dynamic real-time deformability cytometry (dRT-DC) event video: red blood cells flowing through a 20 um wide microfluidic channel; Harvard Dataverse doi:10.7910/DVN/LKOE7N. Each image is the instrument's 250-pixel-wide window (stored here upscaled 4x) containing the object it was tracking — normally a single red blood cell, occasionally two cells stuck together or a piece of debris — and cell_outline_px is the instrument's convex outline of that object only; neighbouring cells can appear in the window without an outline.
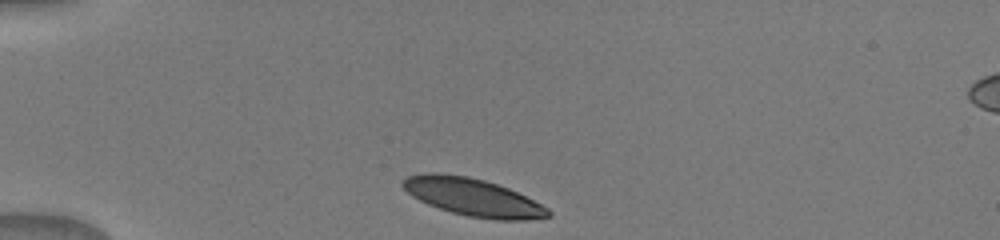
{"species": "human", "species_latin": "Homo sapiens", "temperature_condition": "warm", "stored_images_in_passage": 10, "camera_frame_rate_fps": 3000, "um_per_image_px": 0.085, "donor": {"sex": "male"}, "frame": {"image": 1, "passage_image": 1, "time_ms": 0.0, "image_size_px": [1000, 240], "cell_outline_px": [[552, 216], [524, 220], [496, 220], [468, 216], [452, 212], [428, 204], [412, 196], [400, 184], [400, 180], [408, 176], [424, 172], [436, 172], [468, 176], [484, 180], [508, 188], [548, 208], [552, 212]], "centroid_in_image_um": [40.16, 16.75], "position_along_channel_um": 44.8, "area_um2": 31.79}}
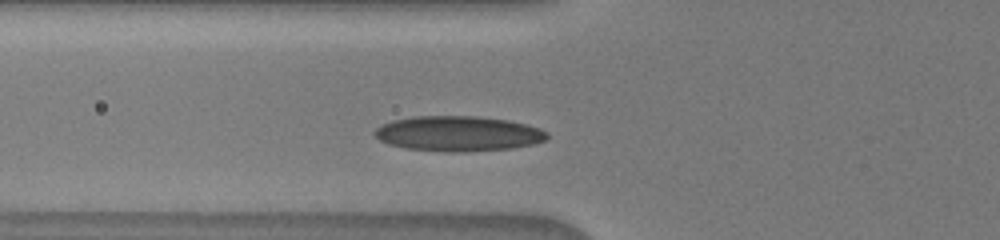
{"frame": {"image": 2, "passage_image": 8, "time_ms": 2.0, "image_size_px": [1000, 240], "cell_outline_px": [[548, 136], [544, 140], [532, 144], [512, 148], [464, 152], [444, 152], [404, 148], [388, 144], [380, 140], [372, 132], [376, 128], [392, 120], [412, 116], [476, 116], [508, 120], [540, 128], [548, 132]], "centroid_in_image_um": [38.92, 11.36], "position_along_channel_um": 86.9, "area_um2": 35.43}}